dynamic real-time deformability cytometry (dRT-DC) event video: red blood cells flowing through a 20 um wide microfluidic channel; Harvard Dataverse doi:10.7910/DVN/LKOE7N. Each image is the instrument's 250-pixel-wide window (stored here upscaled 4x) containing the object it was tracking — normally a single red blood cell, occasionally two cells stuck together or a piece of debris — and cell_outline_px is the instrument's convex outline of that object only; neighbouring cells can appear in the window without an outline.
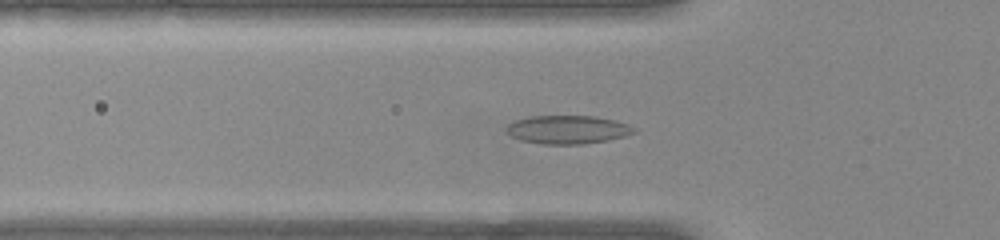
{"species": "common noctule bat (a hibernating species)", "species_latin": "Nyctalus noctula", "temperature_condition": "warm", "stored_images_in_passage": 44, "camera_frame_rate_fps": 3000, "um_per_image_px": 0.085, "animal": {"sex": "female", "body_mass_g": 22.0, "forearm_length_mm": 56.7}, "frame": {"image": 1, "passage_image": 9, "time_ms": 2.667, "image_size_px": [1000, 240], "cell_outline_px": [[636, 132], [624, 136], [608, 140], [584, 144], [544, 144], [520, 140], [512, 136], [504, 128], [508, 124], [516, 120], [528, 116], [592, 116], [612, 120], [628, 124], [636, 128]], "centroid_in_image_um": [48.24, 11.02], "position_along_channel_um": 77.6, "area_um2": 21.04}}
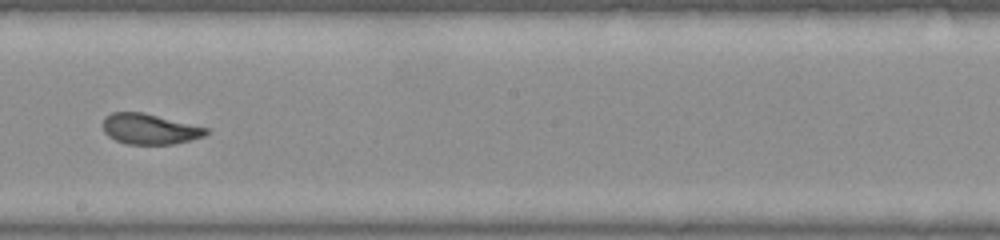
{"frame": {"image": 2, "passage_image": 21, "time_ms": 6.667, "image_size_px": [1000, 240], "cell_outline_px": [[208, 132], [204, 136], [176, 144], [128, 144], [116, 140], [108, 136], [104, 132], [104, 116], [112, 112], [144, 112], [208, 128]], "centroid_in_image_um": [12.72, 10.96], "position_along_channel_um": 235.5, "area_um2": 18.32}}
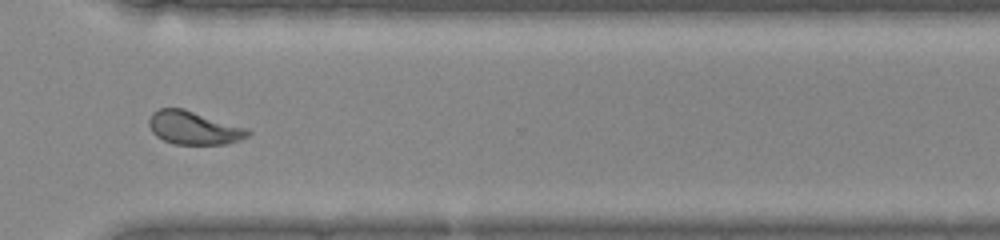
{"frame": {"image": 3, "passage_image": 30, "time_ms": 9.667, "image_size_px": [1000, 240], "cell_outline_px": [[252, 132], [248, 136], [240, 140], [224, 144], [172, 144], [156, 136], [152, 132], [148, 124], [148, 120], [152, 112], [160, 108], [184, 108], [248, 128]], "centroid_in_image_um": [16.47, 10.86], "position_along_channel_um": 354.1, "area_um2": 19.36}, "authors_computed_cell_mechanics": {"area_um2": 19.1896, "velocity_mm_per_s": 3.9391, "shape_relaxation_time_tau1_ms": 5.9975, "shape_relaxation_time_tau2_ms": 1.4159, "deformation_change_tau1": 0.1515, "deformation_change_tau2": 0.0629}}